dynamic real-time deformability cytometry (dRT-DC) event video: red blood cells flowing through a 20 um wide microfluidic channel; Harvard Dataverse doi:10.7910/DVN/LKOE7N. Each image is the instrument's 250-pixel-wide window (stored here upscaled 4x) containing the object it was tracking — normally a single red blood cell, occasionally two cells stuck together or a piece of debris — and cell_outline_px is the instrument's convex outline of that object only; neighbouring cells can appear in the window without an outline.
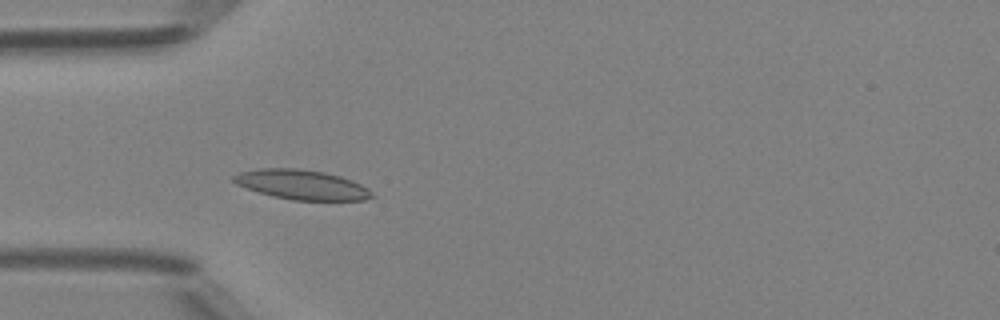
{"species": "Egyptian fruit bat (a non-hibernating species)", "species_latin": "Rousettus aegyptiacus", "temperature_condition": "room temperature", "stored_images_in_passage": 48, "camera_frame_rate_fps": 3000, "um_per_image_px": 0.085, "animal": {"sex": "female"}, "frame": {"image": 1, "passage_image": 14, "time_ms": 4.333, "image_size_px": [1000, 320], "cell_outline_px": [[376, 196], [364, 200], [292, 200], [272, 196], [236, 184], [232, 180], [232, 176], [240, 172], [260, 168], [300, 168], [324, 172], [340, 176], [352, 180], [368, 188]], "centroid_in_image_um": [25.67, 15.69], "position_along_channel_um": 59.3, "area_um2": 23.93}}
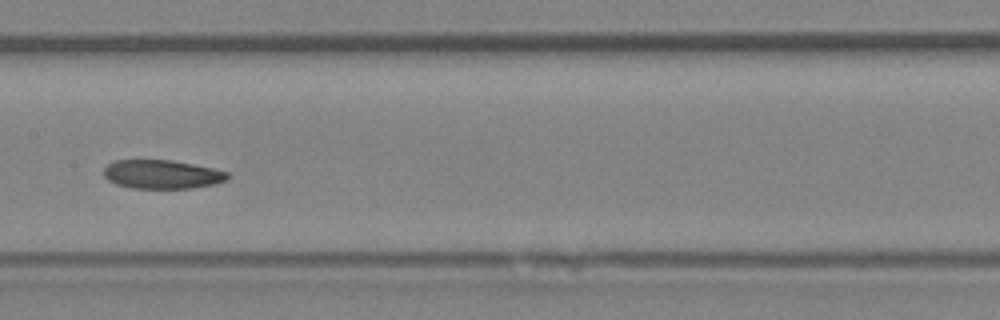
{"frame": {"image": 2, "passage_image": 24, "time_ms": 7.667, "image_size_px": [1000, 320], "cell_outline_px": [[228, 180], [212, 184], [192, 188], [132, 188], [116, 184], [108, 180], [104, 176], [104, 168], [112, 160], [172, 160], [212, 168], [228, 172]], "centroid_in_image_um": [13.74, 14.81], "position_along_channel_um": 193.7, "area_um2": 20.69}}
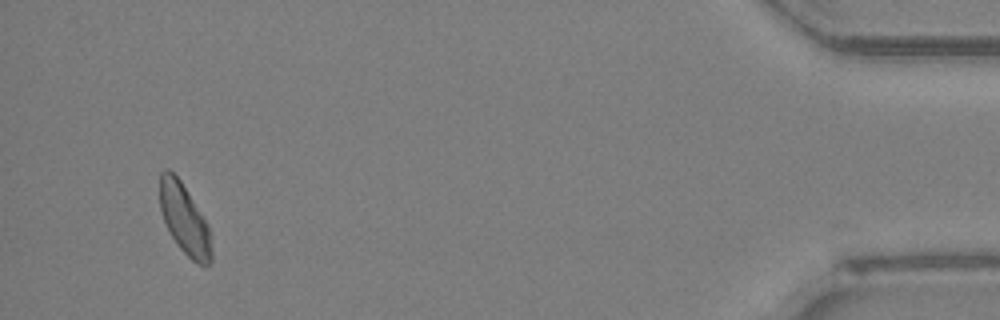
{"frame": {"image": 3, "passage_image": 46, "time_ms": 15.0, "image_size_px": [1000, 320], "cell_outline_px": [[212, 260], [208, 264], [196, 264], [180, 248], [172, 236], [164, 220], [160, 208], [160, 172], [164, 168], [168, 168], [180, 180], [204, 220], [208, 228], [212, 252]], "centroid_in_image_um": [15.65, 18.63], "position_along_channel_um": 419.5, "area_um2": 20.46}, "authors_computed_cell_mechanics": {"area_um2": 21.9062, "velocity_mm_per_s": 4.1464, "shape_relaxation_time_tau1_ms": null, "shape_relaxation_time_tau2_ms": 10.5541, "deformation_change_tau1": null, "deformation_change_tau2": 0.1977}}